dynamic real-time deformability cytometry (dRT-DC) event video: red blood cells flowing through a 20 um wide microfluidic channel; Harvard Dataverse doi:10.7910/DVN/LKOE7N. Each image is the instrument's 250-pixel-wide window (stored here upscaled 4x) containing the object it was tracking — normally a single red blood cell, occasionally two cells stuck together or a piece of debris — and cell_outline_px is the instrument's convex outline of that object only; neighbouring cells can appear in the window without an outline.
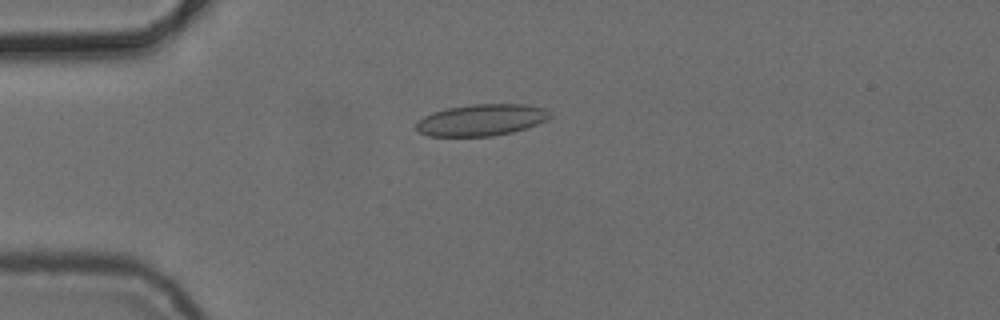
{"species": "common noctule bat (a hibernating species)", "species_latin": "Nyctalus noctula", "temperature_condition": "cold", "stored_images_in_passage": 7, "camera_frame_rate_fps": 3000, "um_per_image_px": 0.085, "animal": {"sex": "female", "body_mass_g": 24.6, "forearm_length_mm": 56.2}, "frame": {"image": 1, "passage_image": 3, "time_ms": 3.333, "image_size_px": [1000, 320], "cell_outline_px": [[552, 116], [548, 120], [512, 132], [492, 136], [428, 136], [420, 132], [416, 128], [416, 124], [424, 116], [432, 112], [448, 108], [472, 104], [524, 104], [544, 108]], "centroid_in_image_um": [40.92, 10.19], "position_along_channel_um": 44.1, "area_um2": 24.45}}
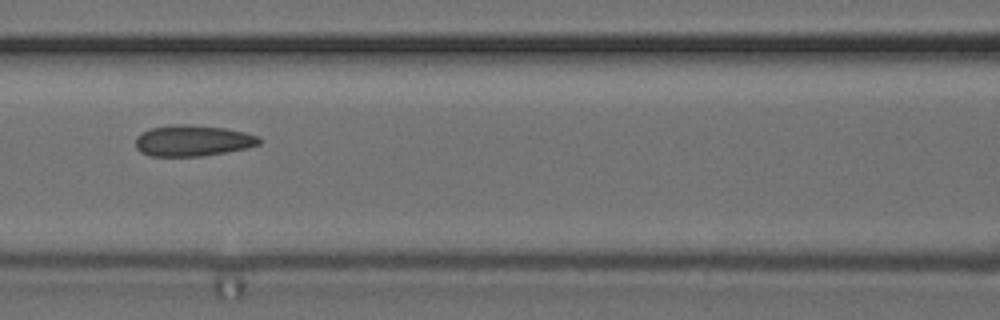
{"frame": {"image": 2, "passage_image": 6, "time_ms": 6.667, "image_size_px": [1000, 320], "cell_outline_px": [[264, 140], [260, 144], [244, 148], [204, 156], [152, 156], [140, 152], [136, 148], [136, 136], [140, 132], [152, 128], [168, 124], [188, 124], [224, 128], [244, 132], [260, 136]], "centroid_in_image_um": [16.37, 11.94], "position_along_channel_um": 150.2, "area_um2": 22.54}}
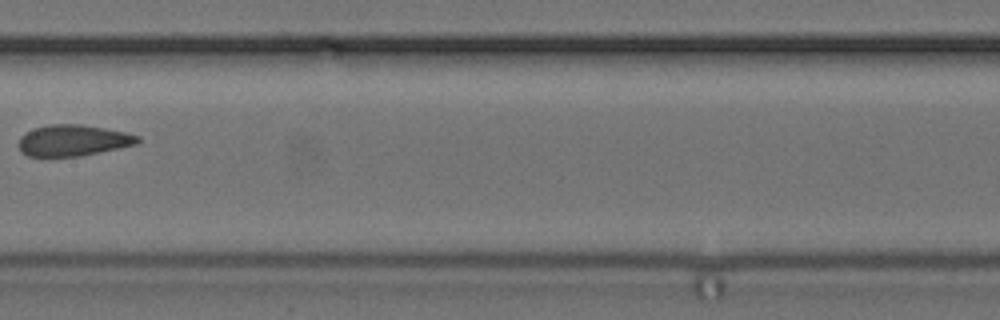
{"frame": {"image": 3, "passage_image": 7, "time_ms": 8.0, "image_size_px": [1000, 320], "cell_outline_px": [[140, 140], [136, 144], [80, 156], [28, 156], [20, 152], [20, 136], [36, 128], [48, 124], [76, 124], [104, 128], [124, 132], [140, 136]], "centroid_in_image_um": [6.21, 11.93], "position_along_channel_um": 201.2, "area_um2": 21.27}}